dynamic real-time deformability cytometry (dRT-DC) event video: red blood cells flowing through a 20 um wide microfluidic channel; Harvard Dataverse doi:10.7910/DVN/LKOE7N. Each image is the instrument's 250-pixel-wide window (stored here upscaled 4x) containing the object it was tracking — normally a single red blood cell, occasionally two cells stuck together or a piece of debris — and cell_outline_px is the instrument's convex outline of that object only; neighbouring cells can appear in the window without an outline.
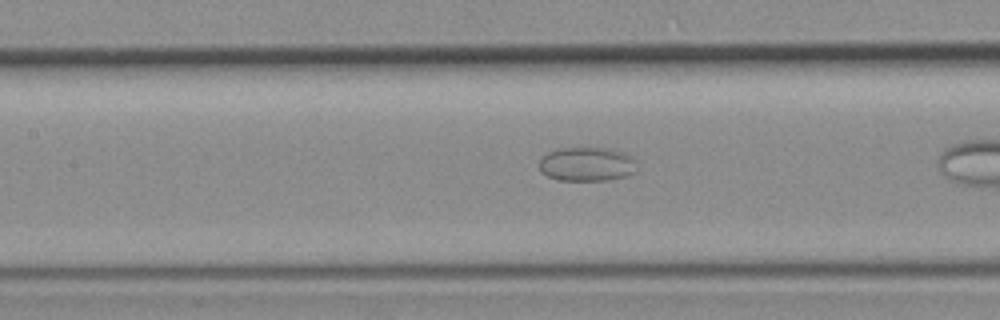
{"species": "common noctule bat (a hibernating species)", "species_latin": "Nyctalus noctula", "temperature_condition": "room temperature", "stored_images_in_passage": 37, "camera_frame_rate_fps": 3000, "um_per_image_px": 0.085, "animal": {"sex": "female", "body_mass_g": 19.3, "forearm_length_mm": 54.1}, "frame": {"image": 1, "passage_image": 20, "time_ms": 6.333, "image_size_px": [1000, 320], "cell_outline_px": [[636, 172], [628, 176], [608, 180], [556, 180], [540, 172], [540, 156], [548, 152], [560, 148], [608, 148], [624, 152], [632, 156], [636, 160]], "centroid_in_image_um": [49.9, 13.95], "position_along_channel_um": 157.5, "area_um2": 19.71}}
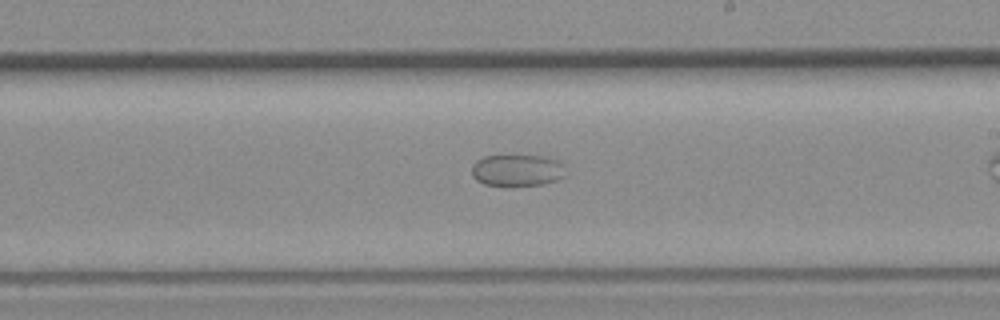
{"frame": {"image": 2, "passage_image": 26, "time_ms": 8.333, "image_size_px": [1000, 320], "cell_outline_px": [[568, 176], [544, 184], [512, 188], [504, 188], [484, 184], [476, 180], [472, 176], [472, 164], [476, 160], [484, 156], [540, 156], [556, 160], [564, 164]], "centroid_in_image_um": [43.97, 14.53], "position_along_channel_um": 245.0, "area_um2": 18.15}}
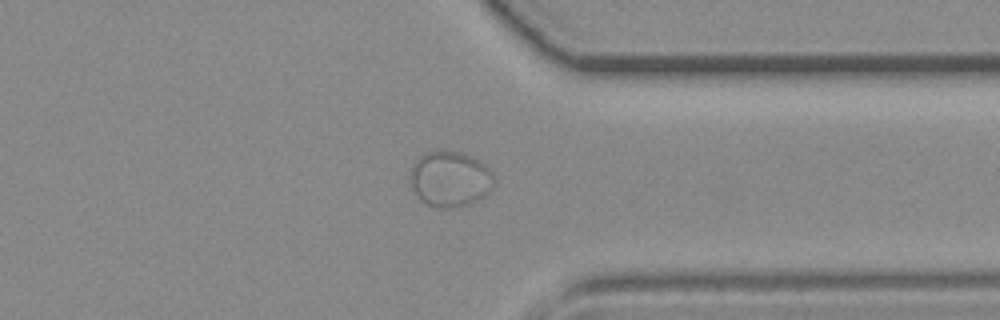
{"frame": {"image": 3, "passage_image": 35, "time_ms": 11.333, "image_size_px": [1000, 320], "cell_outline_px": [[496, 188], [480, 200], [460, 208], [440, 208], [428, 204], [420, 200], [412, 188], [408, 180], [408, 176], [412, 164], [424, 152], [440, 148], [460, 152], [472, 156], [484, 164], [492, 172], [496, 180]], "centroid_in_image_um": [38.27, 15.21], "position_along_channel_um": 373.1, "area_um2": 28.38}}